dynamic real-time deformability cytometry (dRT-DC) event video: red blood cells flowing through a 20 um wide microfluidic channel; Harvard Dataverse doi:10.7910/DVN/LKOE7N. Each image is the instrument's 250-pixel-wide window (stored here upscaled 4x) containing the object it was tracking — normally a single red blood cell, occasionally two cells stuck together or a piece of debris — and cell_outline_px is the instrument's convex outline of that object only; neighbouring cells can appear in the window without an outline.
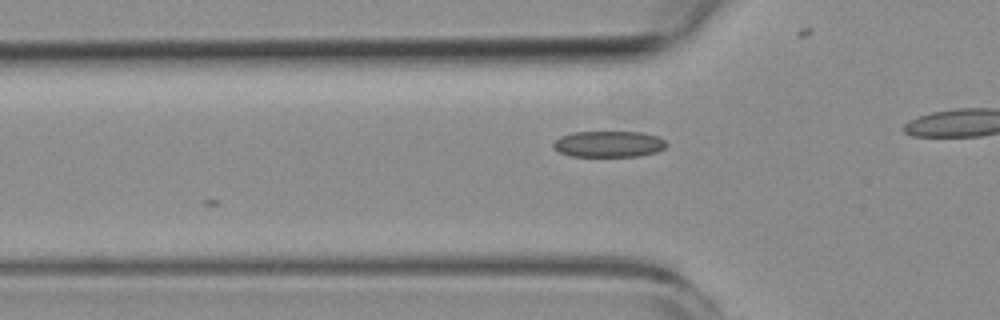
{"species": "common noctule bat (a hibernating species)", "species_latin": "Nyctalus noctula", "temperature_condition": "room temperature", "stored_images_in_passage": 13, "camera_frame_rate_fps": 3000, "um_per_image_px": 0.085, "animal": {"sex": "female", "body_mass_g": 19.3, "forearm_length_mm": 54.1}, "frame": {"image": 1, "passage_image": 3, "time_ms": 2.333, "image_size_px": [1000, 320], "cell_outline_px": [[668, 144], [664, 148], [656, 152], [640, 156], [572, 156], [560, 152], [552, 144], [560, 136], [572, 132], [644, 132], [656, 136], [664, 140]], "centroid_in_image_um": [51.76, 12.24], "position_along_channel_um": 74.0, "area_um2": 17.17}}
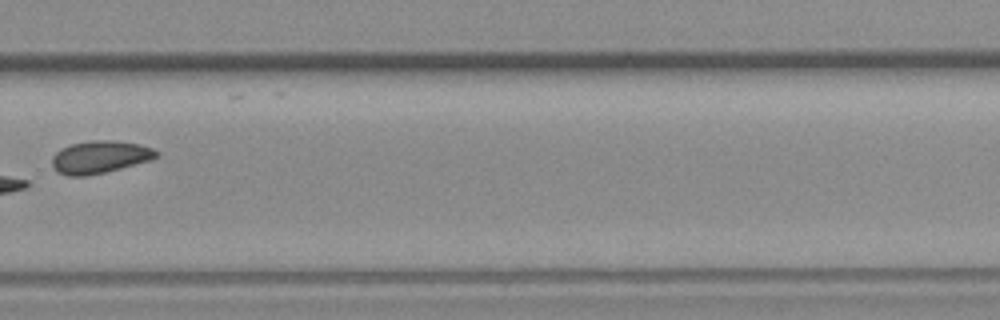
{"frame": {"image": 2, "passage_image": 10, "time_ms": 11.333, "image_size_px": [1000, 320], "cell_outline_px": [[160, 156], [152, 160], [104, 172], [84, 176], [68, 176], [56, 172], [52, 164], [52, 156], [60, 148], [72, 144], [88, 140], [112, 140], [140, 144], [152, 148], [160, 152]], "centroid_in_image_um": [8.5, 13.34], "position_along_channel_um": 321.3, "area_um2": 19.94}, "authors_computed_cell_mechanics": {"area_um2": 19.7676, "velocity_mm_per_s": 3.2958, "shape_relaxation_time_tau1_ms": null, "shape_relaxation_time_tau2_ms": 5.468, "deformation_change_tau1": null, "deformation_change_tau2": 0.0964}}